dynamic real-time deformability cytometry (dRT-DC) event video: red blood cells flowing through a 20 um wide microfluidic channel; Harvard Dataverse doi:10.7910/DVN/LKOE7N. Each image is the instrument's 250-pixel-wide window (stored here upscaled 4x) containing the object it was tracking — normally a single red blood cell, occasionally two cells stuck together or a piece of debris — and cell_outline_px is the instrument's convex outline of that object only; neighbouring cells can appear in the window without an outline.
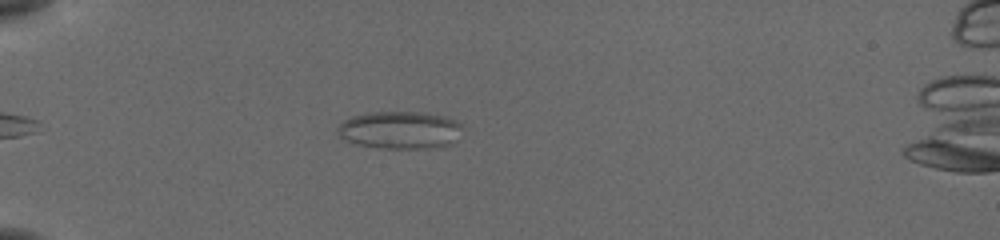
{"species": "common noctule bat (a hibernating species)", "species_latin": "Nyctalus noctula", "temperature_condition": "cold", "stored_images_in_passage": 46, "camera_frame_rate_fps": 3000, "um_per_image_px": 0.085, "animal": {"sex": "female", "body_mass_g": 19.5, "forearm_length_mm": 54.1}, "frame": {"image": 1, "passage_image": 8, "time_ms": 2.333, "image_size_px": [1000, 240], "cell_outline_px": [[460, 128], [452, 144], [424, 148], [384, 148], [360, 144], [344, 140], [336, 136], [336, 128], [344, 120], [352, 116], [376, 112], [424, 112], [444, 116], [456, 120], [460, 124]], "centroid_in_image_um": [33.93, 11.04], "position_along_channel_um": 51.1, "area_um2": 27.05}}
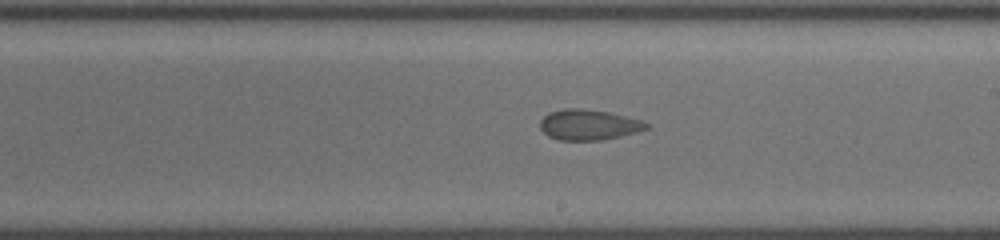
{"frame": {"image": 2, "passage_image": 25, "time_ms": 8.0, "image_size_px": [1000, 240], "cell_outline_px": [[652, 128], [604, 140], [560, 140], [548, 136], [540, 128], [540, 120], [548, 112], [564, 108], [580, 108], [608, 112], [644, 120]], "centroid_in_image_um": [50.06, 10.6], "position_along_channel_um": 238.9, "area_um2": 19.07}}
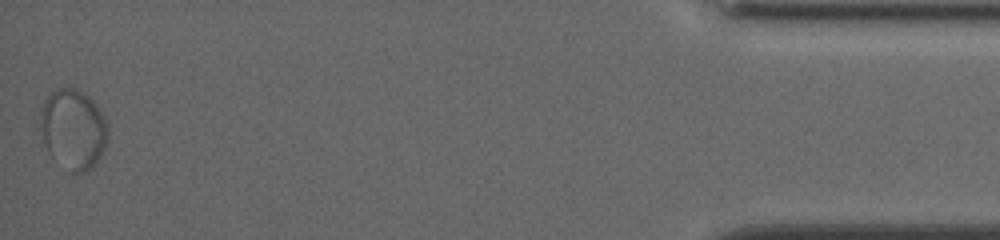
{"frame": {"image": 3, "passage_image": 46, "time_ms": 15.0, "image_size_px": [1000, 240], "cell_outline_px": [[108, 140], [104, 148], [96, 160], [88, 168], [80, 172], [68, 172], [48, 152], [44, 140], [40, 112], [40, 108], [44, 100], [52, 92], [60, 88], [72, 88], [88, 96], [92, 100], [104, 116], [108, 128]], "centroid_in_image_um": [6.22, 10.97], "position_along_channel_um": 429.0, "area_um2": 30.81}}